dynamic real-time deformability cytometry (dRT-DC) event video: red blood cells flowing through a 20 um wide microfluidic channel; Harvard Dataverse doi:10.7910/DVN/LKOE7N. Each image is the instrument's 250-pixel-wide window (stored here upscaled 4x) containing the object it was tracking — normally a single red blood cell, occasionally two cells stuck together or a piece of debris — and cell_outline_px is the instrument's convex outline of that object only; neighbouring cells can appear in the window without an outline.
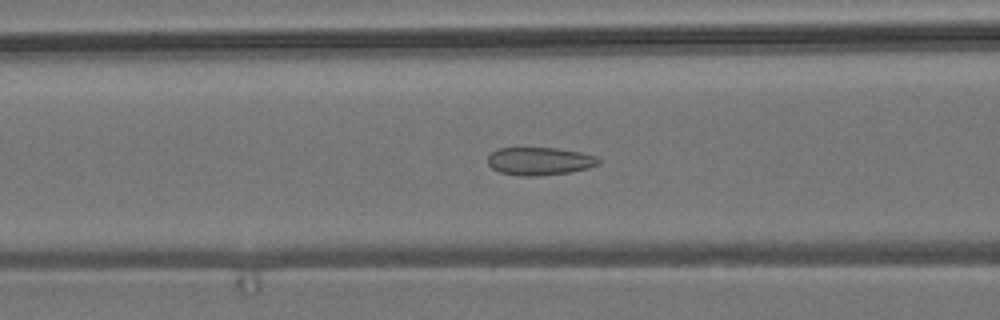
{"species": "common noctule bat (a hibernating species)", "species_latin": "Nyctalus noctula", "temperature_condition": "room temperature", "stored_images_in_passage": 54, "camera_frame_rate_fps": 3000, "um_per_image_px": 0.085, "animal": {"sex": "male", "body_mass_g": 19.2, "forearm_length_mm": 51.8}, "frame": {"image": 1, "passage_image": 21, "time_ms": 6.667, "image_size_px": [1000, 320], "cell_outline_px": [[600, 164], [588, 168], [568, 172], [536, 176], [520, 176], [500, 172], [492, 168], [488, 164], [488, 156], [492, 152], [500, 148], [556, 148], [584, 152], [600, 156]], "centroid_in_image_um": [45.92, 13.69], "position_along_channel_um": 120.7, "area_um2": 18.15}}
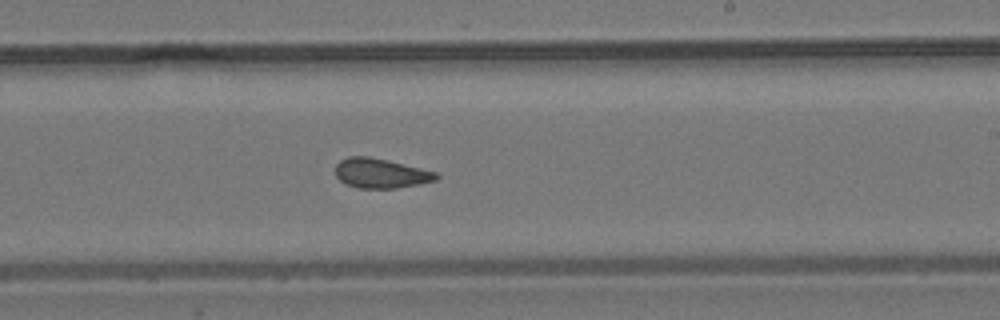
{"frame": {"image": 2, "passage_image": 32, "time_ms": 10.333, "image_size_px": [1000, 320], "cell_outline_px": [[440, 176], [436, 180], [396, 188], [356, 188], [340, 180], [336, 176], [336, 164], [340, 160], [348, 156], [368, 156], [388, 160], [440, 172]], "centroid_in_image_um": [32.39, 14.71], "position_along_channel_um": 256.6, "area_um2": 17.51}}
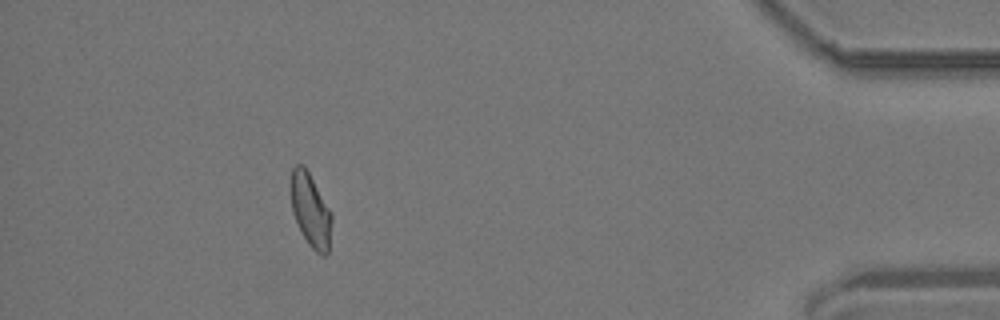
{"frame": {"image": 3, "passage_image": 49, "time_ms": 16.0, "image_size_px": [1000, 320], "cell_outline_px": [[332, 220], [328, 252], [324, 256], [320, 256], [308, 244], [292, 212], [292, 168], [296, 164], [304, 164], [332, 212]], "centroid_in_image_um": [26.43, 17.88], "position_along_channel_um": 408.8, "area_um2": 17.28}, "authors_computed_cell_mechanics": {"area_um2": 18.0336, "velocity_mm_per_s": 3.7057, "shape_relaxation_time_tau1_ms": null, "shape_relaxation_time_tau2_ms": 2.1253, "deformation_change_tau1": null, "deformation_change_tau2": 0.0622}}